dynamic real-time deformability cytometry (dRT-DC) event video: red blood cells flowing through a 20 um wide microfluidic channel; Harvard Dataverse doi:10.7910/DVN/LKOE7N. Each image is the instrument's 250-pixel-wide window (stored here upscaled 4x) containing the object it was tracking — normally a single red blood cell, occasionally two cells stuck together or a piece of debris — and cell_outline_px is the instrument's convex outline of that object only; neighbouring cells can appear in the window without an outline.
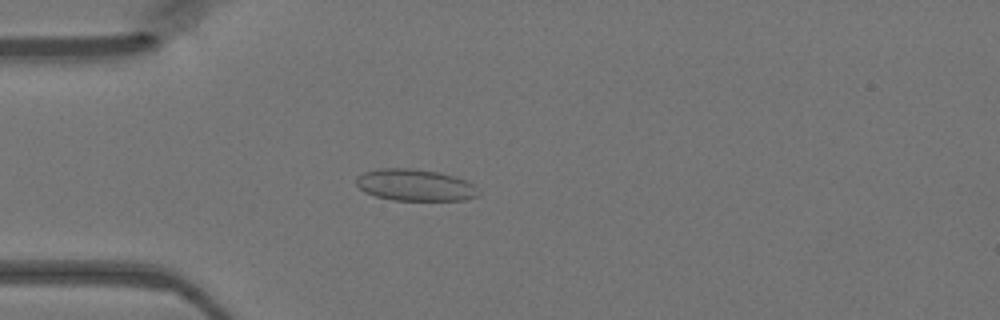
{"species": "Egyptian fruit bat (a non-hibernating species)", "species_latin": "Rousettus aegyptiacus", "temperature_condition": "warm", "stored_images_in_passage": 47, "camera_frame_rate_fps": 3000, "um_per_image_px": 0.085, "animal": {"sex": "female"}, "frame": {"image": 1, "passage_image": 13, "time_ms": 4.0, "image_size_px": [1000, 320], "cell_outline_px": [[480, 196], [464, 200], [396, 200], [376, 196], [364, 192], [356, 184], [356, 176], [364, 172], [380, 168], [412, 168], [440, 172], [456, 176], [472, 184], [480, 192]], "centroid_in_image_um": [35.29, 15.72], "position_along_channel_um": 49.7, "area_um2": 22.72}}
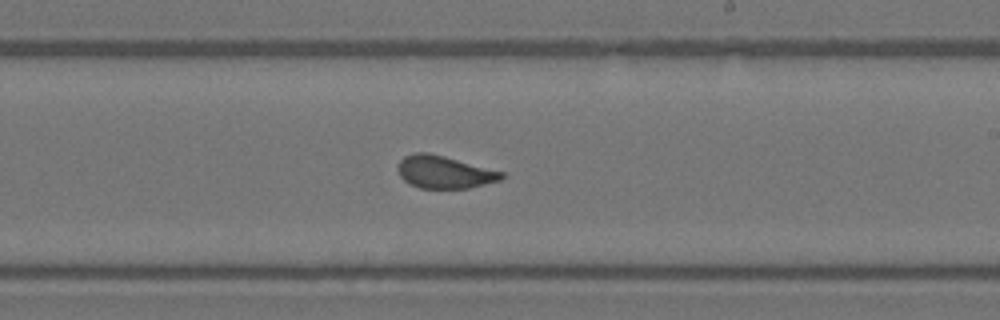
{"frame": {"image": 2, "passage_image": 28, "time_ms": 9.0, "image_size_px": [1000, 320], "cell_outline_px": [[504, 176], [500, 180], [468, 188], [420, 188], [408, 184], [400, 176], [396, 168], [400, 160], [404, 156], [416, 152], [428, 152], [444, 156], [504, 172]], "centroid_in_image_um": [37.72, 14.62], "position_along_channel_um": 251.3, "area_um2": 19.65}}
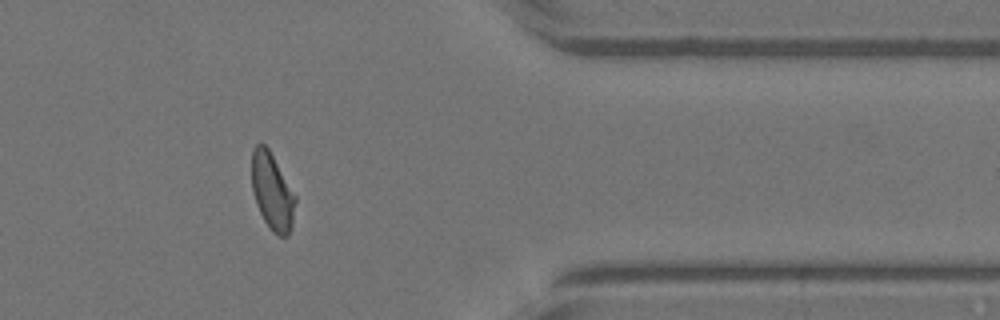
{"frame": {"image": 3, "passage_image": 39, "time_ms": 12.667, "image_size_px": [1000, 320], "cell_outline_px": [[296, 200], [292, 224], [288, 236], [280, 236], [272, 232], [264, 220], [256, 204], [252, 188], [252, 152], [256, 144], [264, 144], [268, 148], [296, 196]], "centroid_in_image_um": [23.14, 16.3], "position_along_channel_um": 388.3, "area_um2": 19.31}}